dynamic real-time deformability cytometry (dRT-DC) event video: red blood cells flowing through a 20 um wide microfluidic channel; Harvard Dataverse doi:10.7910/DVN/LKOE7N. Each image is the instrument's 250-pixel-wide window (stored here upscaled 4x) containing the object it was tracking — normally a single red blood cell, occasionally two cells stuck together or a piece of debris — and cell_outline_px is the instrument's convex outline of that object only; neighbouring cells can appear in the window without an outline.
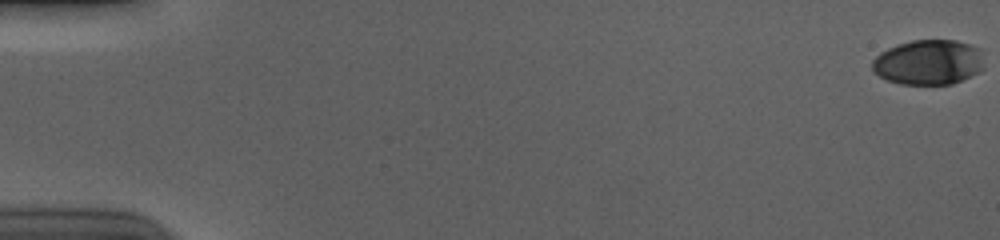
{"species": "human", "species_latin": "Homo sapiens", "temperature_condition": "cold", "stored_images_in_passage": 58, "camera_frame_rate_fps": 3000, "um_per_image_px": 0.085, "donor": {"sex": "male"}, "frame": {"image": 1, "passage_image": 1, "time_ms": 0.0, "image_size_px": [1000, 240], "cell_outline_px": [[984, 68], [980, 72], [952, 84], [900, 84], [888, 80], [872, 72], [872, 60], [880, 52], [888, 48], [912, 40], [956, 40], [980, 48]], "centroid_in_image_um": [78.92, 5.29], "position_along_channel_um": 6.1, "area_um2": 29.48}}
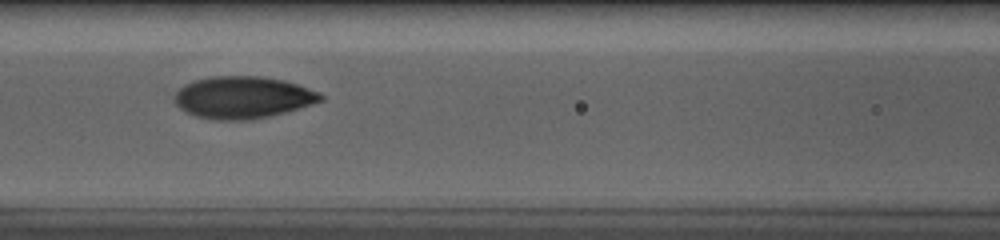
{"frame": {"image": 2, "passage_image": 27, "time_ms": 8.667, "image_size_px": [1000, 240], "cell_outline_px": [[324, 100], [312, 104], [284, 112], [252, 120], [216, 120], [196, 116], [184, 112], [176, 104], [176, 92], [184, 84], [196, 80], [212, 76], [260, 76], [280, 80], [296, 84], [320, 92], [324, 96]], "centroid_in_image_um": [20.64, 8.28], "position_along_channel_um": 146.0, "area_um2": 35.6}}
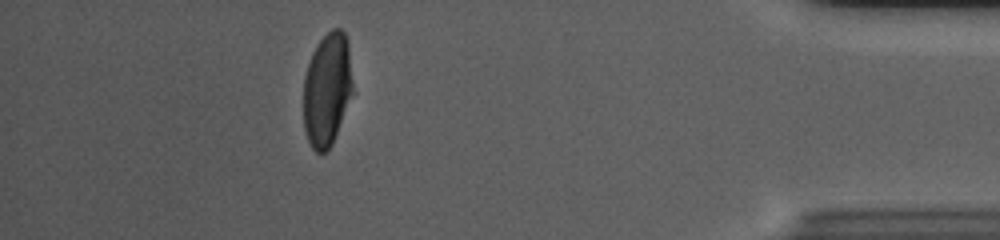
{"frame": {"image": 3, "passage_image": 52, "time_ms": 17.0, "image_size_px": [1000, 240], "cell_outline_px": [[352, 92], [332, 144], [324, 152], [316, 152], [312, 148], [308, 140], [304, 128], [304, 76], [312, 52], [316, 44], [332, 28], [340, 28], [344, 32], [348, 40], [352, 84]], "centroid_in_image_um": [27.79, 7.57], "position_along_channel_um": 407.4, "area_um2": 32.19}, "authors_computed_cell_mechanics": {"area_um2": 33.6685, "velocity_mm_per_s": 3.7067, "shape_relaxation_time_tau1_ms": 3.2674, "shape_relaxation_time_tau2_ms": 0.9557, "deformation_change_tau1": 0.1597, "deformation_change_tau2": 0.0525}}